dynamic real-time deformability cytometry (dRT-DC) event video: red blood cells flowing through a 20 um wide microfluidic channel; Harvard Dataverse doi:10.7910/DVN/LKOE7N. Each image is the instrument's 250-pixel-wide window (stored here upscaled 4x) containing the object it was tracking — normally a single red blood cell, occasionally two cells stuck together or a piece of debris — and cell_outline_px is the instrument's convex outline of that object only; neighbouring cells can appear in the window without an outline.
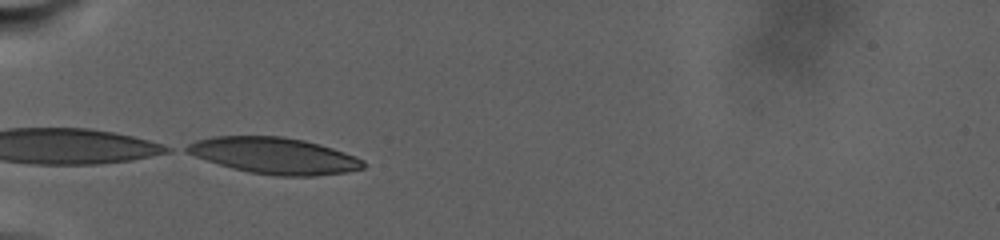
{"species": "human", "species_latin": "Homo sapiens", "temperature_condition": "warm", "stored_images_in_passage": 29, "camera_frame_rate_fps": 3000, "um_per_image_px": 0.085, "donor": {"sex": "male"}, "frame": {"image": 1, "passage_image": 1, "time_ms": 0.0, "image_size_px": [1000, 240], "cell_outline_px": [[364, 168], [348, 172], [316, 176], [276, 176], [248, 172], [232, 168], [184, 152], [180, 148], [196, 140], [212, 136], [284, 136], [304, 140], [320, 144], [356, 156], [364, 160]], "centroid_in_image_um": [23.31, 13.23], "position_along_channel_um": 61.7, "area_um2": 37.57}}
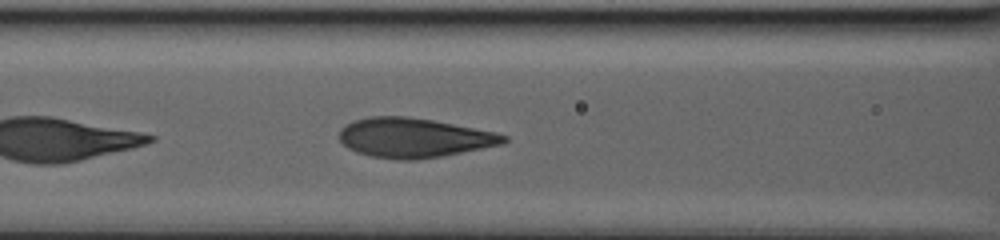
{"frame": {"image": 2, "passage_image": 16, "time_ms": 3.333, "image_size_px": [1000, 240], "cell_outline_px": [[508, 140], [504, 144], [440, 156], [416, 160], [396, 160], [372, 156], [356, 152], [348, 148], [336, 136], [340, 128], [344, 124], [352, 120], [368, 116], [408, 116], [432, 120], [496, 132], [508, 136]], "centroid_in_image_um": [35.13, 11.7], "position_along_channel_um": 131.5, "area_um2": 38.15}}
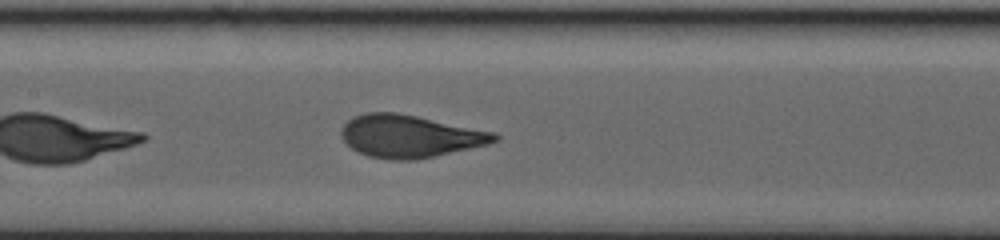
{"frame": {"image": 3, "passage_image": 23, "time_ms": 5.0, "image_size_px": [1000, 240], "cell_outline_px": [[500, 140], [488, 144], [416, 160], [388, 160], [368, 156], [352, 148], [340, 136], [340, 128], [352, 116], [364, 112], [396, 112], [496, 132], [500, 136]], "centroid_in_image_um": [34.82, 11.57], "position_along_channel_um": 172.6, "area_um2": 38.09}}